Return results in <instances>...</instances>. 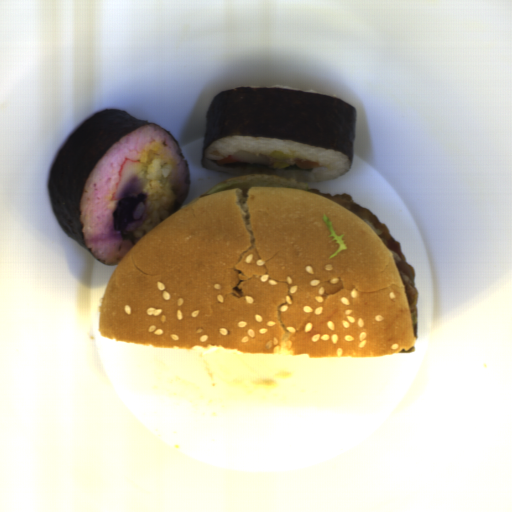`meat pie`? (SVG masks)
<instances>
[{
	"mask_svg": "<svg viewBox=\"0 0 512 512\" xmlns=\"http://www.w3.org/2000/svg\"><path fill=\"white\" fill-rule=\"evenodd\" d=\"M309 192H313L320 196H323L353 212L359 216L367 226L376 234L379 240L383 243L386 249L391 254L401 281L404 286L410 316L412 323V330L414 338H418V313H417V295L418 290L416 288L415 270L411 264H409L402 251L401 243L393 238L387 224L382 223L379 218L362 207L360 204L355 202L351 194H337L330 195L329 193H323L319 189L309 188Z\"/></svg>",
	"mask_w": 512,
	"mask_h": 512,
	"instance_id": "meat-pie-1",
	"label": "meat pie"
}]
</instances>
